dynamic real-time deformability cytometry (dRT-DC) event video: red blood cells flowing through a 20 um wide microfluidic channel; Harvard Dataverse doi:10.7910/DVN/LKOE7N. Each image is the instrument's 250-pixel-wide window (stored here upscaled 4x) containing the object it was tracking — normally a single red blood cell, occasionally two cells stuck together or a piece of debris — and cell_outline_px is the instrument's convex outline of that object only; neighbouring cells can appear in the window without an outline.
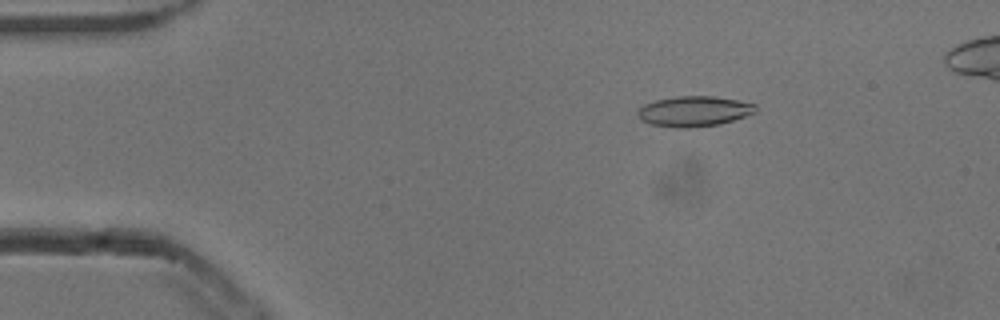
{"species": "common noctule bat (a hibernating species)", "species_latin": "Nyctalus noctula", "temperature_condition": "cold", "stored_images_in_passage": 53, "camera_frame_rate_fps": 3000, "um_per_image_px": 0.085, "animal": {"sex": "male", "body_mass_g": 13.3}, "frame": {"image": 1, "passage_image": 9, "time_ms": 2.667, "image_size_px": [1000, 320], "cell_outline_px": [[756, 112], [720, 124], [688, 128], [676, 128], [652, 124], [640, 120], [636, 112], [644, 104], [656, 100], [676, 96], [716, 96], [756, 104]], "centroid_in_image_um": [58.97, 9.46], "position_along_channel_um": 26.0, "area_um2": 20.81}}
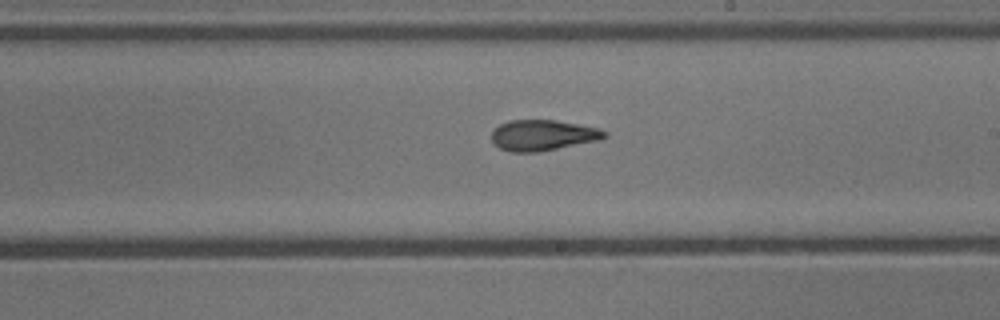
{"frame": {"image": 2, "passage_image": 31, "time_ms": 10.0, "image_size_px": [1000, 320], "cell_outline_px": [[608, 136], [600, 140], [540, 152], [512, 152], [500, 148], [492, 140], [492, 132], [500, 124], [508, 120], [556, 120], [600, 128], [608, 132]], "centroid_in_image_um": [46.19, 11.49], "position_along_channel_um": 242.8, "area_um2": 20.35}}
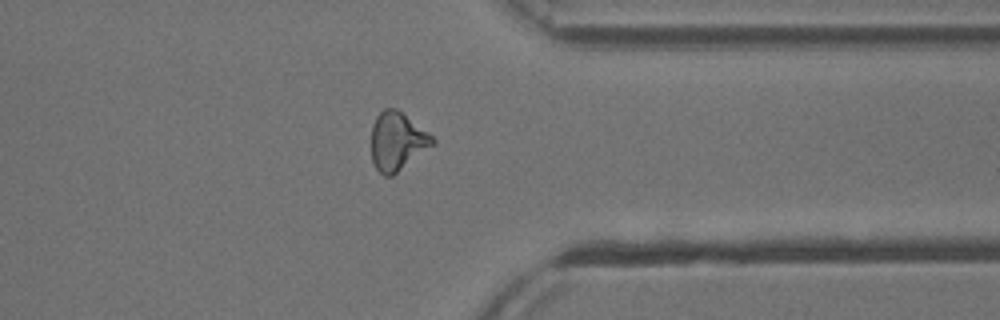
{"frame": {"image": 3, "passage_image": 42, "time_ms": 13.667, "image_size_px": [1000, 320], "cell_outline_px": [[436, 144], [392, 176], [384, 176], [376, 168], [372, 160], [372, 124], [376, 116], [384, 108], [396, 108], [428, 132], [436, 140]], "centroid_in_image_um": [33.78, 12.01], "position_along_channel_um": 377.6, "area_um2": 20.81}, "authors_computed_cell_mechanics": {"area_um2": 20.4612, "velocity_mm_per_s": 3.8475, "shape_relaxation_time_tau1_ms": 10.4938, "shape_relaxation_time_tau2_ms": 3.1973, "deformation_change_tau1": 0.2415, "deformation_change_tau2": 0.1172}}